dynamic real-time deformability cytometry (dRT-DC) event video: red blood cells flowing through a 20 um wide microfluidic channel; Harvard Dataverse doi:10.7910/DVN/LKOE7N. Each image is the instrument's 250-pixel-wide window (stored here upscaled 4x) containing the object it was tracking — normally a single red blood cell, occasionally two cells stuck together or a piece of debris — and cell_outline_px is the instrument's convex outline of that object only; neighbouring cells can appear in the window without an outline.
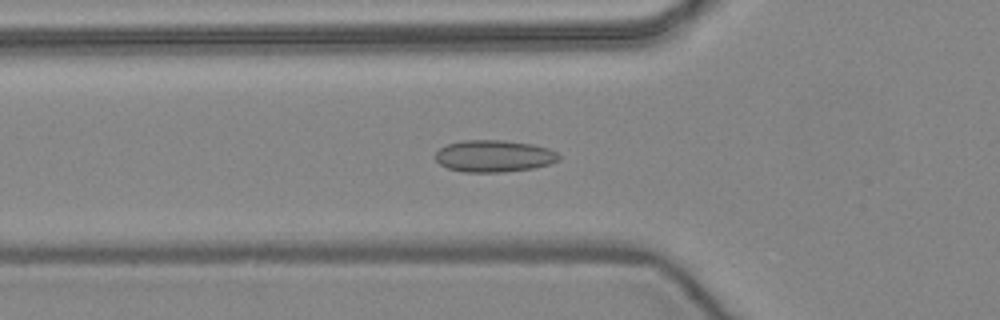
{"species": "common noctule bat (a hibernating species)", "species_latin": "Nyctalus noctula", "temperature_condition": "warm", "stored_images_in_passage": 45, "camera_frame_rate_fps": 3000, "um_per_image_px": 0.085, "animal": {"sex": "female", "body_mass_g": 24.6, "forearm_length_mm": 56.2}, "frame": {"image": 1, "passage_image": 11, "time_ms": 3.333, "image_size_px": [1000, 320], "cell_outline_px": [[560, 160], [548, 164], [532, 168], [504, 172], [464, 172], [448, 168], [440, 164], [436, 160], [436, 152], [440, 148], [448, 144], [460, 140], [504, 140], [532, 144], [548, 148], [556, 152], [560, 156]], "centroid_in_image_um": [41.98, 13.26], "position_along_channel_um": 83.8, "area_um2": 22.95}}
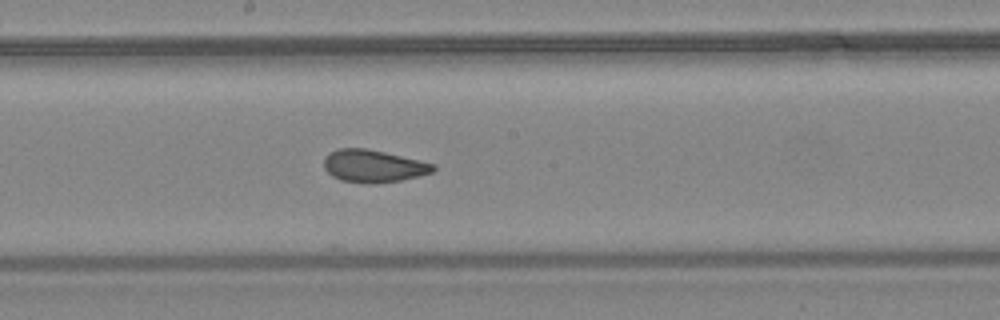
{"frame": {"image": 2, "passage_image": 21, "time_ms": 6.667, "image_size_px": [1000, 320], "cell_outline_px": [[436, 168], [432, 172], [420, 176], [400, 180], [376, 184], [368, 184], [340, 180], [332, 176], [324, 168], [324, 156], [328, 152], [340, 148], [364, 148], [384, 152], [436, 164]], "centroid_in_image_um": [31.72, 14.12], "position_along_channel_um": 216.5, "area_um2": 20.81}}
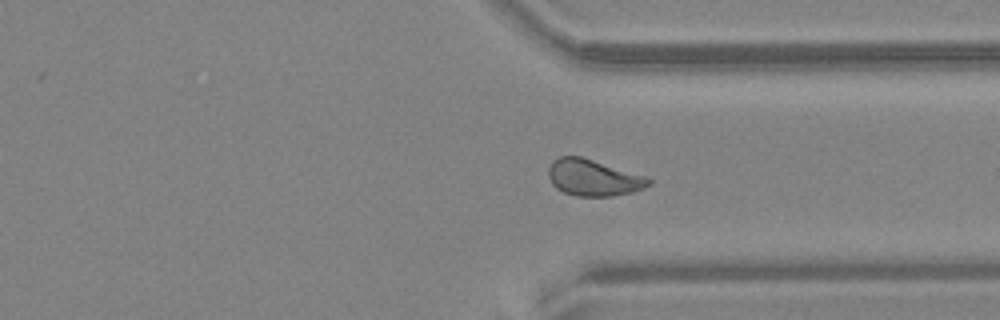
{"frame": {"image": 3, "passage_image": 32, "time_ms": 10.333, "image_size_px": [1000, 320], "cell_outline_px": [[652, 184], [644, 188], [632, 192], [612, 196], [576, 196], [564, 192], [556, 188], [552, 184], [548, 176], [548, 168], [552, 160], [560, 156], [580, 156], [648, 176], [652, 180]], "centroid_in_image_um": [50.45, 15.1], "position_along_channel_um": 360.9, "area_um2": 21.5}, "authors_computed_cell_mechanics": {"area_um2": 21.3282, "velocity_mm_per_s": 3.9536, "shape_relaxation_time_tau1_ms": null, "shape_relaxation_time_tau2_ms": 1.152, "deformation_change_tau1": null, "deformation_change_tau2": 0.0501}}